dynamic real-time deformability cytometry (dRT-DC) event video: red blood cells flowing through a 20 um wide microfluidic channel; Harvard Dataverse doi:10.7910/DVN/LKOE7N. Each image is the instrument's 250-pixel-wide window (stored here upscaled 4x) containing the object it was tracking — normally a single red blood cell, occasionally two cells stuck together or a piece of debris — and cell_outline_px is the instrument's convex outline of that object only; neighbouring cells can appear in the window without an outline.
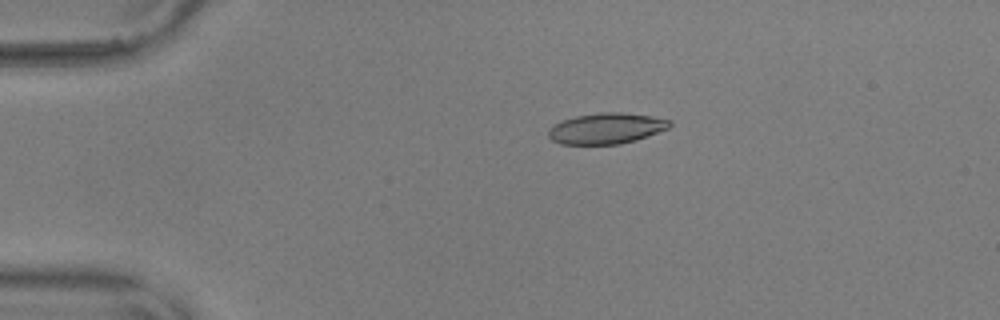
{"species": "common noctule bat (a hibernating species)", "species_latin": "Nyctalus noctula", "temperature_condition": "warm", "stored_images_in_passage": 46, "camera_frame_rate_fps": 3000, "um_per_image_px": 0.085, "animal": {"sex": "male", "body_mass_g": 17.9, "forearm_length_mm": 54.2}, "frame": {"image": 1, "passage_image": 2, "time_ms": 0.333, "image_size_px": [1000, 320], "cell_outline_px": [[672, 124], [668, 128], [636, 140], [620, 144], [560, 144], [552, 140], [548, 136], [548, 128], [564, 120], [576, 116], [604, 112], [620, 112], [652, 116], [672, 120]], "centroid_in_image_um": [51.55, 10.92], "position_along_channel_um": 33.5, "area_um2": 21.68}}
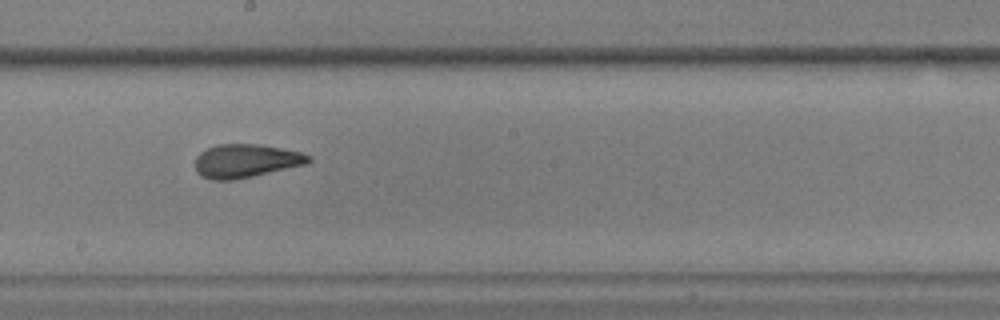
{"frame": {"image": 2, "passage_image": 22, "time_ms": 7.0, "image_size_px": [1000, 320], "cell_outline_px": [[312, 160], [308, 164], [252, 176], [232, 180], [212, 180], [200, 176], [196, 172], [196, 156], [200, 152], [216, 144], [260, 144], [300, 152], [312, 156]], "centroid_in_image_um": [20.9, 13.67], "position_along_channel_um": 227.3, "area_um2": 22.2}}
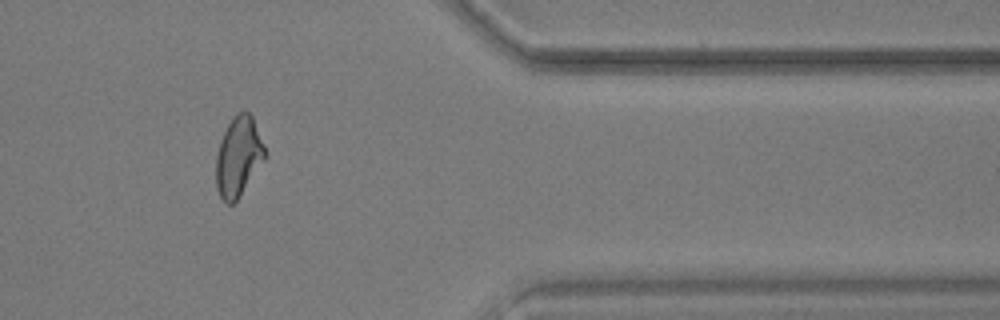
{"frame": {"image": 3, "passage_image": 37, "time_ms": 12.0, "image_size_px": [1000, 320], "cell_outline_px": [[268, 156], [236, 200], [232, 204], [228, 204], [220, 196], [216, 188], [216, 156], [220, 140], [232, 116], [236, 112], [248, 112], [252, 116], [268, 152]], "centroid_in_image_um": [20.29, 13.29], "position_along_channel_um": 391.1, "area_um2": 22.83}, "authors_computed_cell_mechanics": {"area_um2": 21.9929, "velocity_mm_per_s": 3.6434, "shape_relaxation_time_tau1_ms": 7.5019, "shape_relaxation_time_tau2_ms": 1.4722, "deformation_change_tau1": 0.2107, "deformation_change_tau2": 0.078}}